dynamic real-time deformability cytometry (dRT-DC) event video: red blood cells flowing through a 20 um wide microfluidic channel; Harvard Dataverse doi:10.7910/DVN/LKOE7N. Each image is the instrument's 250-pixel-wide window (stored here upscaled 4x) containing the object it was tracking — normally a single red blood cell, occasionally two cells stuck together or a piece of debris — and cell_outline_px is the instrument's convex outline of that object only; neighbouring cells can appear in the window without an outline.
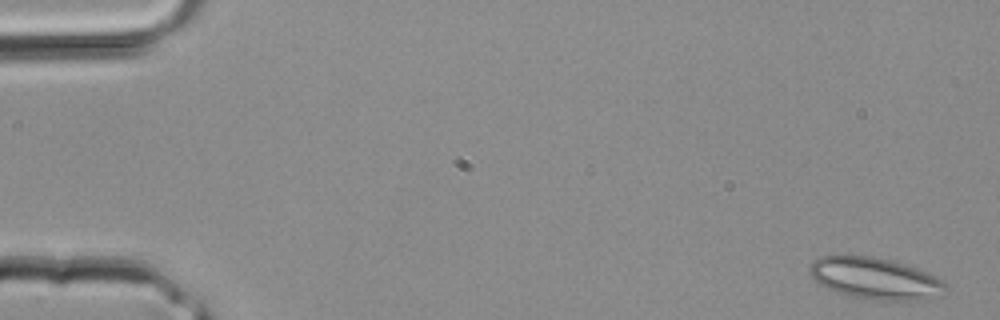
{"species": "common noctule bat (a hibernating species)", "species_latin": "Nyctalus noctula", "temperature_condition": "room temperature", "stored_images_in_passage": 3, "camera_frame_rate_fps": 3000, "um_per_image_px": 0.085, "animal": {"sex": "male", "body_mass_g": 20.4}, "frame": {"image": 1, "passage_image": 1, "time_ms": 0.0, "image_size_px": [1000, 320], "cell_outline_px": [[948, 288], [944, 296], [928, 300], [880, 300], [848, 296], [836, 292], [828, 288], [816, 280], [808, 272], [812, 260], [820, 256], [840, 252], [848, 252], [872, 256], [904, 264], [916, 268], [944, 280]], "centroid_in_image_um": [74.38, 23.63], "position_along_channel_um": 10.6, "area_um2": 33.93}}